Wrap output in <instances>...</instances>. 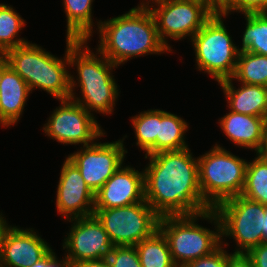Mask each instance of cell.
I'll return each mask as SVG.
<instances>
[{
    "instance_id": "obj_1",
    "label": "cell",
    "mask_w": 267,
    "mask_h": 267,
    "mask_svg": "<svg viewBox=\"0 0 267 267\" xmlns=\"http://www.w3.org/2000/svg\"><path fill=\"white\" fill-rule=\"evenodd\" d=\"M147 157L149 164L143 170L145 201L160 217L191 215L212 208L201 195L198 159L189 148Z\"/></svg>"
},
{
    "instance_id": "obj_2",
    "label": "cell",
    "mask_w": 267,
    "mask_h": 267,
    "mask_svg": "<svg viewBox=\"0 0 267 267\" xmlns=\"http://www.w3.org/2000/svg\"><path fill=\"white\" fill-rule=\"evenodd\" d=\"M98 23L100 41L96 54H103L117 66L143 54L170 52L159 39L149 8H131L121 16Z\"/></svg>"
},
{
    "instance_id": "obj_3",
    "label": "cell",
    "mask_w": 267,
    "mask_h": 267,
    "mask_svg": "<svg viewBox=\"0 0 267 267\" xmlns=\"http://www.w3.org/2000/svg\"><path fill=\"white\" fill-rule=\"evenodd\" d=\"M86 44L87 40L68 38L69 66H77V83H80L78 86L83 96L82 100L75 97L74 87L77 83L73 75H70V98L90 114L92 111L111 114L119 95L118 86L111 73L117 65L103 54H100V57L91 52Z\"/></svg>"
},
{
    "instance_id": "obj_4",
    "label": "cell",
    "mask_w": 267,
    "mask_h": 267,
    "mask_svg": "<svg viewBox=\"0 0 267 267\" xmlns=\"http://www.w3.org/2000/svg\"><path fill=\"white\" fill-rule=\"evenodd\" d=\"M65 57L62 59L50 54L36 44L27 43L4 54L6 63L33 89H42L58 100L69 99L70 75L65 66L68 58V37H66Z\"/></svg>"
},
{
    "instance_id": "obj_5",
    "label": "cell",
    "mask_w": 267,
    "mask_h": 267,
    "mask_svg": "<svg viewBox=\"0 0 267 267\" xmlns=\"http://www.w3.org/2000/svg\"><path fill=\"white\" fill-rule=\"evenodd\" d=\"M198 217L214 221L216 231H210L195 223ZM159 230L168 241L172 259L177 267H185L189 262L210 255L223 245L221 222L214 208L191 215L160 217Z\"/></svg>"
},
{
    "instance_id": "obj_6",
    "label": "cell",
    "mask_w": 267,
    "mask_h": 267,
    "mask_svg": "<svg viewBox=\"0 0 267 267\" xmlns=\"http://www.w3.org/2000/svg\"><path fill=\"white\" fill-rule=\"evenodd\" d=\"M197 159L201 195L212 208L226 199L241 195L247 161L217 143Z\"/></svg>"
},
{
    "instance_id": "obj_7",
    "label": "cell",
    "mask_w": 267,
    "mask_h": 267,
    "mask_svg": "<svg viewBox=\"0 0 267 267\" xmlns=\"http://www.w3.org/2000/svg\"><path fill=\"white\" fill-rule=\"evenodd\" d=\"M215 13L191 38L198 70H202L218 83L234 75L240 48L232 42L222 21Z\"/></svg>"
},
{
    "instance_id": "obj_8",
    "label": "cell",
    "mask_w": 267,
    "mask_h": 267,
    "mask_svg": "<svg viewBox=\"0 0 267 267\" xmlns=\"http://www.w3.org/2000/svg\"><path fill=\"white\" fill-rule=\"evenodd\" d=\"M214 210L220 218L221 237H233L239 247L235 253H247L263 243L265 205L238 195L220 202Z\"/></svg>"
},
{
    "instance_id": "obj_9",
    "label": "cell",
    "mask_w": 267,
    "mask_h": 267,
    "mask_svg": "<svg viewBox=\"0 0 267 267\" xmlns=\"http://www.w3.org/2000/svg\"><path fill=\"white\" fill-rule=\"evenodd\" d=\"M148 2H141L138 8H149L152 12L157 33L161 42L171 51L166 37L172 40L190 39L215 14L204 2L198 0H164L155 3L157 8Z\"/></svg>"
},
{
    "instance_id": "obj_10",
    "label": "cell",
    "mask_w": 267,
    "mask_h": 267,
    "mask_svg": "<svg viewBox=\"0 0 267 267\" xmlns=\"http://www.w3.org/2000/svg\"><path fill=\"white\" fill-rule=\"evenodd\" d=\"M114 246H135L159 229L160 216L146 202L109 209H94Z\"/></svg>"
},
{
    "instance_id": "obj_11",
    "label": "cell",
    "mask_w": 267,
    "mask_h": 267,
    "mask_svg": "<svg viewBox=\"0 0 267 267\" xmlns=\"http://www.w3.org/2000/svg\"><path fill=\"white\" fill-rule=\"evenodd\" d=\"M60 102L61 106L54 110L43 127V131L51 139L66 145L80 143L88 146L105 135L93 113L90 114L71 98L61 99Z\"/></svg>"
},
{
    "instance_id": "obj_12",
    "label": "cell",
    "mask_w": 267,
    "mask_h": 267,
    "mask_svg": "<svg viewBox=\"0 0 267 267\" xmlns=\"http://www.w3.org/2000/svg\"><path fill=\"white\" fill-rule=\"evenodd\" d=\"M123 140L94 142L68 156L94 194L123 165L127 153Z\"/></svg>"
},
{
    "instance_id": "obj_13",
    "label": "cell",
    "mask_w": 267,
    "mask_h": 267,
    "mask_svg": "<svg viewBox=\"0 0 267 267\" xmlns=\"http://www.w3.org/2000/svg\"><path fill=\"white\" fill-rule=\"evenodd\" d=\"M63 249H67L66 258L72 267L81 261L107 258L114 247L103 225L93 214L86 217L72 218Z\"/></svg>"
},
{
    "instance_id": "obj_14",
    "label": "cell",
    "mask_w": 267,
    "mask_h": 267,
    "mask_svg": "<svg viewBox=\"0 0 267 267\" xmlns=\"http://www.w3.org/2000/svg\"><path fill=\"white\" fill-rule=\"evenodd\" d=\"M56 192V209L67 220L94 214L95 194L68 157L63 163Z\"/></svg>"
},
{
    "instance_id": "obj_15",
    "label": "cell",
    "mask_w": 267,
    "mask_h": 267,
    "mask_svg": "<svg viewBox=\"0 0 267 267\" xmlns=\"http://www.w3.org/2000/svg\"><path fill=\"white\" fill-rule=\"evenodd\" d=\"M143 201L144 171L121 166L95 193L94 209L124 207Z\"/></svg>"
},
{
    "instance_id": "obj_16",
    "label": "cell",
    "mask_w": 267,
    "mask_h": 267,
    "mask_svg": "<svg viewBox=\"0 0 267 267\" xmlns=\"http://www.w3.org/2000/svg\"><path fill=\"white\" fill-rule=\"evenodd\" d=\"M50 250L32 228L24 230L10 225L3 237L0 267H31Z\"/></svg>"
},
{
    "instance_id": "obj_17",
    "label": "cell",
    "mask_w": 267,
    "mask_h": 267,
    "mask_svg": "<svg viewBox=\"0 0 267 267\" xmlns=\"http://www.w3.org/2000/svg\"><path fill=\"white\" fill-rule=\"evenodd\" d=\"M225 136L242 148L254 149L260 153L267 136V119L230 111L220 120Z\"/></svg>"
},
{
    "instance_id": "obj_18",
    "label": "cell",
    "mask_w": 267,
    "mask_h": 267,
    "mask_svg": "<svg viewBox=\"0 0 267 267\" xmlns=\"http://www.w3.org/2000/svg\"><path fill=\"white\" fill-rule=\"evenodd\" d=\"M27 83L7 63L0 68V124L11 126L19 121L30 93Z\"/></svg>"
},
{
    "instance_id": "obj_19",
    "label": "cell",
    "mask_w": 267,
    "mask_h": 267,
    "mask_svg": "<svg viewBox=\"0 0 267 267\" xmlns=\"http://www.w3.org/2000/svg\"><path fill=\"white\" fill-rule=\"evenodd\" d=\"M230 111L267 119V87L241 83L240 88L232 84V78L219 82Z\"/></svg>"
},
{
    "instance_id": "obj_20",
    "label": "cell",
    "mask_w": 267,
    "mask_h": 267,
    "mask_svg": "<svg viewBox=\"0 0 267 267\" xmlns=\"http://www.w3.org/2000/svg\"><path fill=\"white\" fill-rule=\"evenodd\" d=\"M67 17V37L76 40H89L93 33V0H63Z\"/></svg>"
},
{
    "instance_id": "obj_21",
    "label": "cell",
    "mask_w": 267,
    "mask_h": 267,
    "mask_svg": "<svg viewBox=\"0 0 267 267\" xmlns=\"http://www.w3.org/2000/svg\"><path fill=\"white\" fill-rule=\"evenodd\" d=\"M187 130L188 124L184 119L159 109L157 153L188 148L184 138Z\"/></svg>"
},
{
    "instance_id": "obj_22",
    "label": "cell",
    "mask_w": 267,
    "mask_h": 267,
    "mask_svg": "<svg viewBox=\"0 0 267 267\" xmlns=\"http://www.w3.org/2000/svg\"><path fill=\"white\" fill-rule=\"evenodd\" d=\"M142 267H177L166 237L158 229L149 238L135 245Z\"/></svg>"
},
{
    "instance_id": "obj_23",
    "label": "cell",
    "mask_w": 267,
    "mask_h": 267,
    "mask_svg": "<svg viewBox=\"0 0 267 267\" xmlns=\"http://www.w3.org/2000/svg\"><path fill=\"white\" fill-rule=\"evenodd\" d=\"M267 87V56L239 51L232 80Z\"/></svg>"
},
{
    "instance_id": "obj_24",
    "label": "cell",
    "mask_w": 267,
    "mask_h": 267,
    "mask_svg": "<svg viewBox=\"0 0 267 267\" xmlns=\"http://www.w3.org/2000/svg\"><path fill=\"white\" fill-rule=\"evenodd\" d=\"M256 156L252 162H247L241 195L267 206V160L260 153Z\"/></svg>"
},
{
    "instance_id": "obj_25",
    "label": "cell",
    "mask_w": 267,
    "mask_h": 267,
    "mask_svg": "<svg viewBox=\"0 0 267 267\" xmlns=\"http://www.w3.org/2000/svg\"><path fill=\"white\" fill-rule=\"evenodd\" d=\"M132 125L135 130L136 144L145 156L157 153V134L159 129V110H147L132 117Z\"/></svg>"
},
{
    "instance_id": "obj_26",
    "label": "cell",
    "mask_w": 267,
    "mask_h": 267,
    "mask_svg": "<svg viewBox=\"0 0 267 267\" xmlns=\"http://www.w3.org/2000/svg\"><path fill=\"white\" fill-rule=\"evenodd\" d=\"M244 15L247 23L240 51L267 56V13Z\"/></svg>"
},
{
    "instance_id": "obj_27",
    "label": "cell",
    "mask_w": 267,
    "mask_h": 267,
    "mask_svg": "<svg viewBox=\"0 0 267 267\" xmlns=\"http://www.w3.org/2000/svg\"><path fill=\"white\" fill-rule=\"evenodd\" d=\"M24 25L25 21L11 6L0 4V54L29 43L23 38H17Z\"/></svg>"
},
{
    "instance_id": "obj_28",
    "label": "cell",
    "mask_w": 267,
    "mask_h": 267,
    "mask_svg": "<svg viewBox=\"0 0 267 267\" xmlns=\"http://www.w3.org/2000/svg\"><path fill=\"white\" fill-rule=\"evenodd\" d=\"M267 13V0H227L216 13L227 16L231 12Z\"/></svg>"
},
{
    "instance_id": "obj_29",
    "label": "cell",
    "mask_w": 267,
    "mask_h": 267,
    "mask_svg": "<svg viewBox=\"0 0 267 267\" xmlns=\"http://www.w3.org/2000/svg\"><path fill=\"white\" fill-rule=\"evenodd\" d=\"M107 259L111 267H142L135 246H114Z\"/></svg>"
},
{
    "instance_id": "obj_30",
    "label": "cell",
    "mask_w": 267,
    "mask_h": 267,
    "mask_svg": "<svg viewBox=\"0 0 267 267\" xmlns=\"http://www.w3.org/2000/svg\"><path fill=\"white\" fill-rule=\"evenodd\" d=\"M185 267H226V251L220 245L210 255L191 261Z\"/></svg>"
},
{
    "instance_id": "obj_31",
    "label": "cell",
    "mask_w": 267,
    "mask_h": 267,
    "mask_svg": "<svg viewBox=\"0 0 267 267\" xmlns=\"http://www.w3.org/2000/svg\"><path fill=\"white\" fill-rule=\"evenodd\" d=\"M246 254L254 267H267V242L253 247Z\"/></svg>"
},
{
    "instance_id": "obj_32",
    "label": "cell",
    "mask_w": 267,
    "mask_h": 267,
    "mask_svg": "<svg viewBox=\"0 0 267 267\" xmlns=\"http://www.w3.org/2000/svg\"><path fill=\"white\" fill-rule=\"evenodd\" d=\"M31 267H72V265L66 257L59 261L56 258L54 251L51 249L42 259Z\"/></svg>"
},
{
    "instance_id": "obj_33",
    "label": "cell",
    "mask_w": 267,
    "mask_h": 267,
    "mask_svg": "<svg viewBox=\"0 0 267 267\" xmlns=\"http://www.w3.org/2000/svg\"><path fill=\"white\" fill-rule=\"evenodd\" d=\"M226 267H254L246 253H231L226 251Z\"/></svg>"
},
{
    "instance_id": "obj_34",
    "label": "cell",
    "mask_w": 267,
    "mask_h": 267,
    "mask_svg": "<svg viewBox=\"0 0 267 267\" xmlns=\"http://www.w3.org/2000/svg\"><path fill=\"white\" fill-rule=\"evenodd\" d=\"M73 267H111L107 258L87 260L76 263Z\"/></svg>"
},
{
    "instance_id": "obj_35",
    "label": "cell",
    "mask_w": 267,
    "mask_h": 267,
    "mask_svg": "<svg viewBox=\"0 0 267 267\" xmlns=\"http://www.w3.org/2000/svg\"><path fill=\"white\" fill-rule=\"evenodd\" d=\"M9 227H10V225L8 226L6 220L4 219V217L1 214L0 215V261H1V250H2L3 237H4L5 232L8 230Z\"/></svg>"
},
{
    "instance_id": "obj_36",
    "label": "cell",
    "mask_w": 267,
    "mask_h": 267,
    "mask_svg": "<svg viewBox=\"0 0 267 267\" xmlns=\"http://www.w3.org/2000/svg\"><path fill=\"white\" fill-rule=\"evenodd\" d=\"M227 0H209V7L216 13Z\"/></svg>"
},
{
    "instance_id": "obj_37",
    "label": "cell",
    "mask_w": 267,
    "mask_h": 267,
    "mask_svg": "<svg viewBox=\"0 0 267 267\" xmlns=\"http://www.w3.org/2000/svg\"><path fill=\"white\" fill-rule=\"evenodd\" d=\"M263 231V243L267 242V206H266V212H265V216H264V229H262Z\"/></svg>"
},
{
    "instance_id": "obj_38",
    "label": "cell",
    "mask_w": 267,
    "mask_h": 267,
    "mask_svg": "<svg viewBox=\"0 0 267 267\" xmlns=\"http://www.w3.org/2000/svg\"><path fill=\"white\" fill-rule=\"evenodd\" d=\"M260 154L265 157V159L267 160V136H266V140L264 142V146L262 151L260 152Z\"/></svg>"
},
{
    "instance_id": "obj_39",
    "label": "cell",
    "mask_w": 267,
    "mask_h": 267,
    "mask_svg": "<svg viewBox=\"0 0 267 267\" xmlns=\"http://www.w3.org/2000/svg\"><path fill=\"white\" fill-rule=\"evenodd\" d=\"M6 63L4 54H0V68Z\"/></svg>"
},
{
    "instance_id": "obj_40",
    "label": "cell",
    "mask_w": 267,
    "mask_h": 267,
    "mask_svg": "<svg viewBox=\"0 0 267 267\" xmlns=\"http://www.w3.org/2000/svg\"><path fill=\"white\" fill-rule=\"evenodd\" d=\"M149 1H152V3L155 4V3H158V2H162L164 0H149Z\"/></svg>"
},
{
    "instance_id": "obj_41",
    "label": "cell",
    "mask_w": 267,
    "mask_h": 267,
    "mask_svg": "<svg viewBox=\"0 0 267 267\" xmlns=\"http://www.w3.org/2000/svg\"><path fill=\"white\" fill-rule=\"evenodd\" d=\"M198 1L204 2L209 6V0H198Z\"/></svg>"
}]
</instances>
